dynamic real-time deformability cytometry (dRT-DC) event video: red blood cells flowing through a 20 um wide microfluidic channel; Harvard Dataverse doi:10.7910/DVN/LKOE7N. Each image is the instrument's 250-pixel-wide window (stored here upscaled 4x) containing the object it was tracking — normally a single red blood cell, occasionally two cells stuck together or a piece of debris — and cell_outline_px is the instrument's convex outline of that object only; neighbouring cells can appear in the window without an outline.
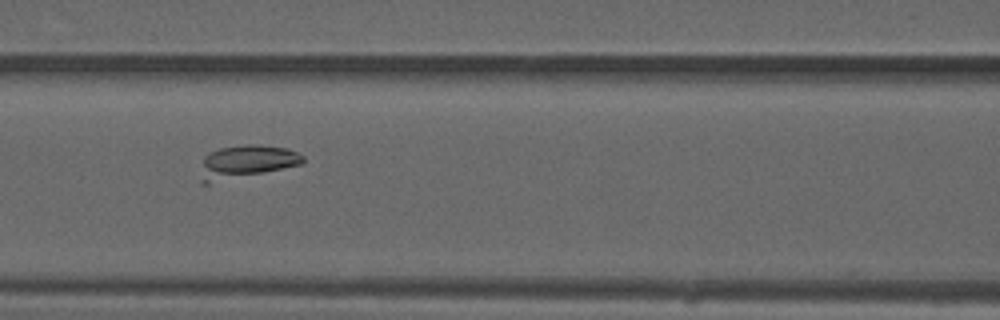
{"species": "common noctule bat (a hibernating species)", "species_latin": "Nyctalus noctula", "temperature_condition": "warm", "stored_images_in_passage": 50, "camera_frame_rate_fps": 3000, "um_per_image_px": 0.085, "animal": {"sex": "male", "forearm_length_mm": 52.5}, "frame": {"image": 1, "passage_image": 23, "time_ms": 7.333, "image_size_px": [1000, 320], "cell_outline_px": [[304, 160], [300, 164], [208, 184], [200, 184], [200, 180], [204, 156], [208, 152], [220, 148], [248, 144], [256, 144], [288, 148], [304, 156]], "centroid_in_image_um": [20.88, 13.74], "position_along_channel_um": 145.7, "area_um2": 19.48}}
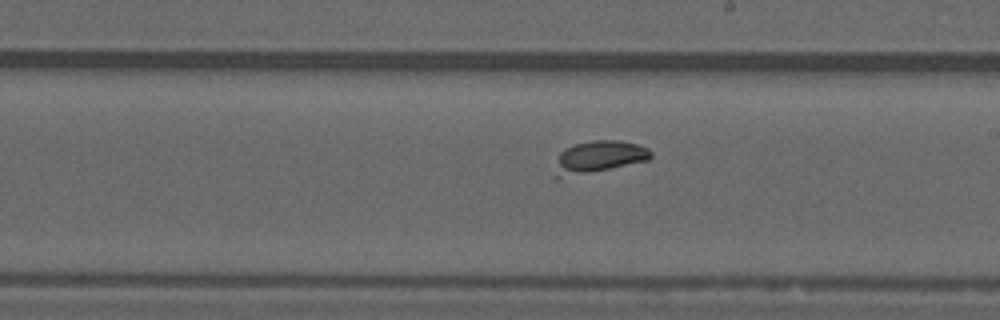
{"frame": {"image": 2, "passage_image": 30, "time_ms": 9.667, "image_size_px": [1000, 320], "cell_outline_px": [[652, 156], [648, 160], [556, 180], [556, 176], [560, 152], [564, 148], [576, 144], [592, 140], [620, 140], [640, 144], [648, 148], [652, 152]], "centroid_in_image_um": [50.93, 13.33], "position_along_channel_um": 238.1, "area_um2": 17.8}}
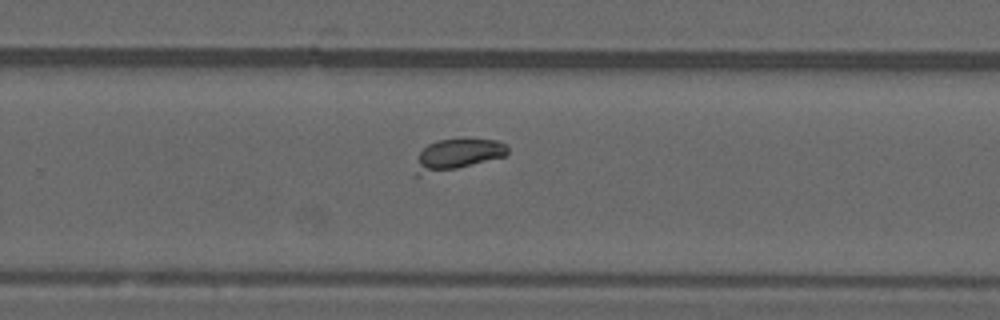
{"frame": {"image": 3, "passage_image": 34, "time_ms": 11.0, "image_size_px": [1000, 320], "cell_outline_px": [[508, 152], [504, 156], [456, 168], [420, 176], [416, 176], [416, 172], [420, 152], [428, 144], [436, 140], [460, 136], [496, 140], [508, 144]], "centroid_in_image_um": [38.92, 13.06], "position_along_channel_um": 290.9, "area_um2": 16.88}}